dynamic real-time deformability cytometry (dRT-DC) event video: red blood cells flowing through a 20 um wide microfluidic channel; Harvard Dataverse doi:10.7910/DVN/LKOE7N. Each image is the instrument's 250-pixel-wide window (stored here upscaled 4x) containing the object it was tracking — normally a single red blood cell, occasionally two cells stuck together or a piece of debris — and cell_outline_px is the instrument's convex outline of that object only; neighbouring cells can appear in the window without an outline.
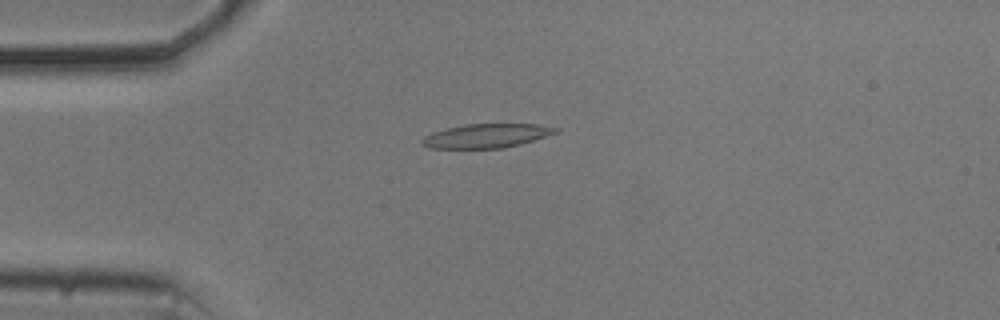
{"species": "common noctule bat (a hibernating species)", "species_latin": "Nyctalus noctula", "temperature_condition": "cold", "stored_images_in_passage": 35, "camera_frame_rate_fps": 3000, "um_per_image_px": 0.085, "animal": {"sex": "male", "body_mass_g": 20.5, "forearm_length_mm": 52.5}, "frame": {"image": 1, "passage_image": 5, "time_ms": 1.333, "image_size_px": [1000, 320], "cell_outline_px": [[560, 128], [556, 132], [520, 144], [504, 148], [428, 148], [420, 144], [420, 140], [424, 136], [432, 132], [464, 124], [536, 124]], "centroid_in_image_um": [41.28, 11.54], "position_along_channel_um": 43.7, "area_um2": 18.55}}
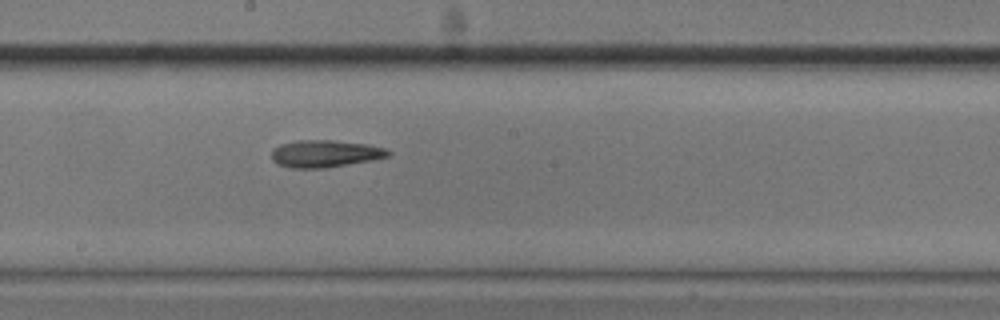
{"frame": {"image": 2, "passage_image": 21, "time_ms": 6.667, "image_size_px": [1000, 320], "cell_outline_px": [[392, 156], [372, 160], [324, 168], [292, 168], [276, 164], [272, 160], [272, 148], [280, 144], [296, 140], [332, 140], [368, 144], [384, 148], [392, 152]], "centroid_in_image_um": [27.63, 13.06], "position_along_channel_um": 220.6, "area_um2": 18.67}}
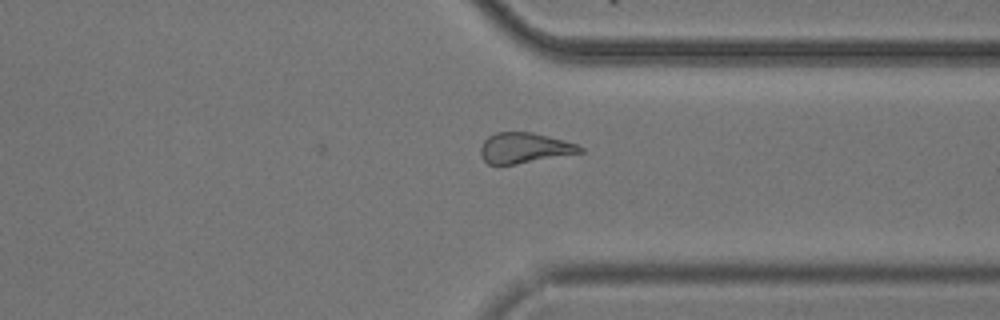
{"frame": {"image": 3, "passage_image": 33, "time_ms": 10.667, "image_size_px": [1000, 320], "cell_outline_px": [[584, 152], [516, 164], [488, 164], [484, 160], [480, 152], [480, 148], [484, 140], [488, 136], [496, 132], [532, 132], [564, 140], [576, 144], [584, 148]], "centroid_in_image_um": [44.57, 12.57], "position_along_channel_um": 366.8, "area_um2": 17.57}}